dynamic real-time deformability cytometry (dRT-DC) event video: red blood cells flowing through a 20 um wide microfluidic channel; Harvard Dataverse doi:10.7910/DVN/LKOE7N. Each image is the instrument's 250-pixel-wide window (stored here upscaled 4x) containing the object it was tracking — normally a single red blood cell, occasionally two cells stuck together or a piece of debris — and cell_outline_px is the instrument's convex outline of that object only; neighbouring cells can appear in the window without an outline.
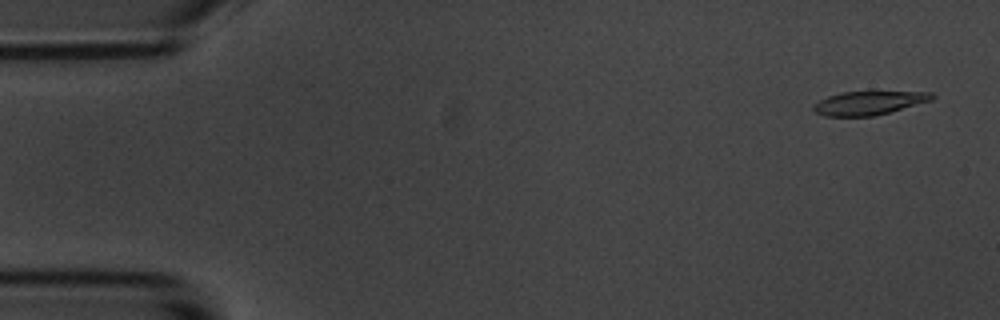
{"species": "common noctule bat (a hibernating species)", "species_latin": "Nyctalus noctula", "temperature_condition": "room temperature", "stored_images_in_passage": 16, "camera_frame_rate_fps": 3000, "um_per_image_px": 0.085, "animal": {"sex": "male", "body_mass_g": 20.1, "forearm_length_mm": 53.5}, "frame": {"image": 1, "passage_image": 3, "time_ms": 0.667, "image_size_px": [1000, 320], "cell_outline_px": [[936, 96], [932, 100], [888, 112], [872, 116], [824, 116], [816, 112], [812, 108], [820, 100], [828, 96], [840, 92], [932, 92]], "centroid_in_image_um": [73.85, 8.75], "position_along_channel_um": 11.2, "area_um2": 16.01}}
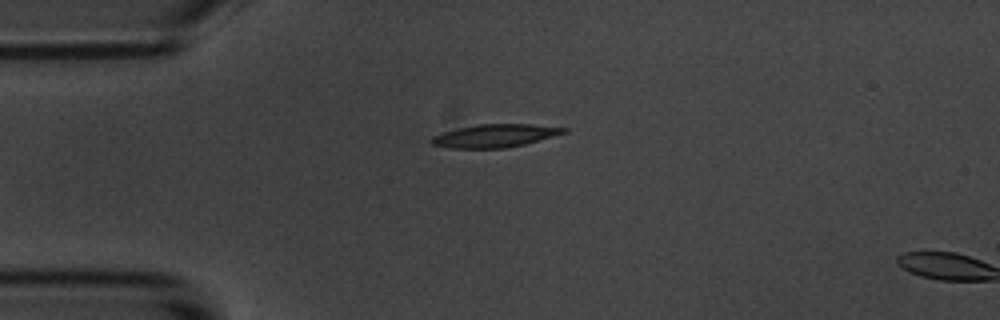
{"frame": {"image": 2, "passage_image": 14, "time_ms": 4.333, "image_size_px": [1000, 320], "cell_outline_px": [[568, 132], [524, 144], [504, 148], [448, 148], [432, 144], [432, 136], [444, 132], [476, 124], [532, 124], [568, 128]], "centroid_in_image_um": [42.09, 11.53], "position_along_channel_um": 42.9, "area_um2": 17.57}}